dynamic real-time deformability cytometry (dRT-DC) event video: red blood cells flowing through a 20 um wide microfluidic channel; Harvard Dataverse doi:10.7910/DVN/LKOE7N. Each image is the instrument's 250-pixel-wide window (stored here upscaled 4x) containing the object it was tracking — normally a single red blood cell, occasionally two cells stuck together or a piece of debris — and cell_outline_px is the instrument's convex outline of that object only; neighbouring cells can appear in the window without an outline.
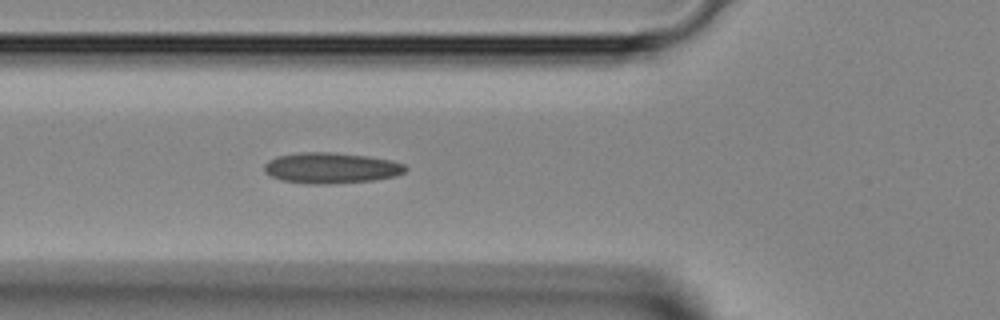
{"species": "Egyptian fruit bat (a non-hibernating species)", "species_latin": "Rousettus aegyptiacus", "temperature_condition": "room temperature", "stored_images_in_passage": 43, "camera_frame_rate_fps": 3000, "um_per_image_px": 0.085, "animal": {"sex": "female"}, "frame": {"image": 1, "passage_image": 14, "time_ms": 4.333, "image_size_px": [1000, 320], "cell_outline_px": [[408, 168], [404, 172], [396, 176], [372, 180], [312, 184], [284, 180], [272, 176], [264, 172], [264, 164], [268, 160], [276, 156], [300, 152], [332, 152], [368, 156], [392, 160], [404, 164]], "centroid_in_image_um": [28.14, 14.25], "position_along_channel_um": 97.7, "area_um2": 25.09}}
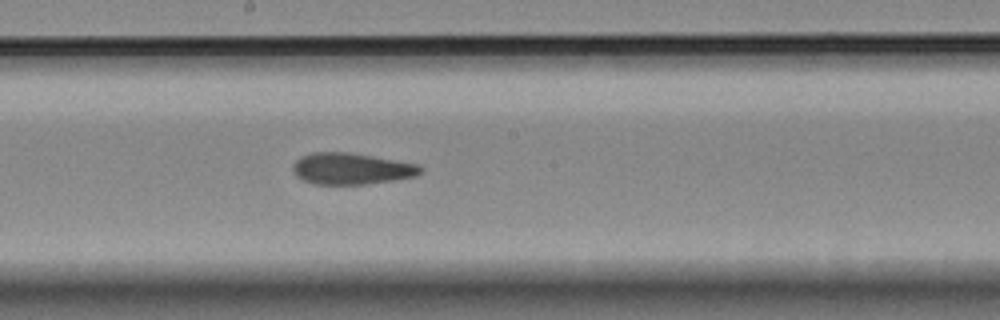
{"frame": {"image": 2, "passage_image": 22, "time_ms": 7.0, "image_size_px": [1000, 320], "cell_outline_px": [[424, 168], [416, 176], [392, 180], [364, 184], [316, 184], [304, 180], [296, 176], [292, 172], [292, 164], [300, 156], [312, 152], [348, 152], [420, 164]], "centroid_in_image_um": [29.84, 14.33], "position_along_channel_um": 218.4, "area_um2": 23.41}}
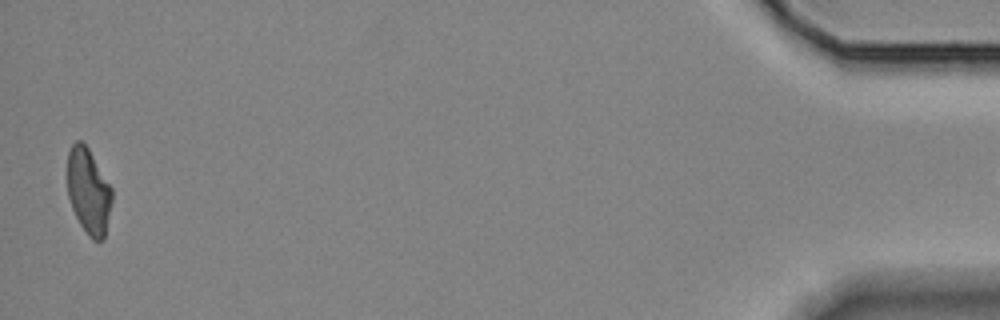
{"frame": {"image": 3, "passage_image": 42, "time_ms": 13.667, "image_size_px": [1000, 320], "cell_outline_px": [[112, 200], [104, 240], [92, 240], [88, 236], [80, 224], [72, 208], [68, 196], [68, 152], [72, 144], [76, 140], [80, 140], [88, 148], [112, 188]], "centroid_in_image_um": [7.53, 16.27], "position_along_channel_um": 427.7, "area_um2": 22.14}}